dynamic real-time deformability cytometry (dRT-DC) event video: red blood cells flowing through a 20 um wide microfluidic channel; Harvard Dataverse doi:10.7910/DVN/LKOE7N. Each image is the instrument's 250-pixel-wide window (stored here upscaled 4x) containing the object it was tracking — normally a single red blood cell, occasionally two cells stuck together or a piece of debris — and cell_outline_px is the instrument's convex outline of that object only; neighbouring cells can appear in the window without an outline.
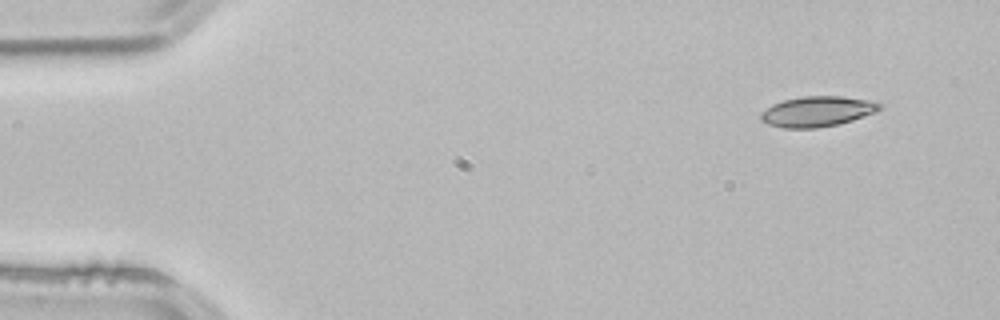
{"species": "common noctule bat (a hibernating species)", "species_latin": "Nyctalus noctula", "temperature_condition": "room temperature", "stored_images_in_passage": 3, "camera_frame_rate_fps": 3000, "um_per_image_px": 0.085, "animal": {"sex": "male", "body_mass_g": 21.5, "forearm_length_mm": 52.0}, "frame": {"image": 1, "passage_image": 1, "time_ms": 0.0, "image_size_px": [1000, 320], "cell_outline_px": [[884, 108], [876, 112], [852, 120], [836, 124], [816, 128], [784, 128], [768, 124], [760, 120], [760, 112], [772, 104], [784, 100], [804, 96], [840, 96], [868, 100], [884, 104]], "centroid_in_image_um": [69.47, 9.47], "position_along_channel_um": 15.5, "area_um2": 21.04}}